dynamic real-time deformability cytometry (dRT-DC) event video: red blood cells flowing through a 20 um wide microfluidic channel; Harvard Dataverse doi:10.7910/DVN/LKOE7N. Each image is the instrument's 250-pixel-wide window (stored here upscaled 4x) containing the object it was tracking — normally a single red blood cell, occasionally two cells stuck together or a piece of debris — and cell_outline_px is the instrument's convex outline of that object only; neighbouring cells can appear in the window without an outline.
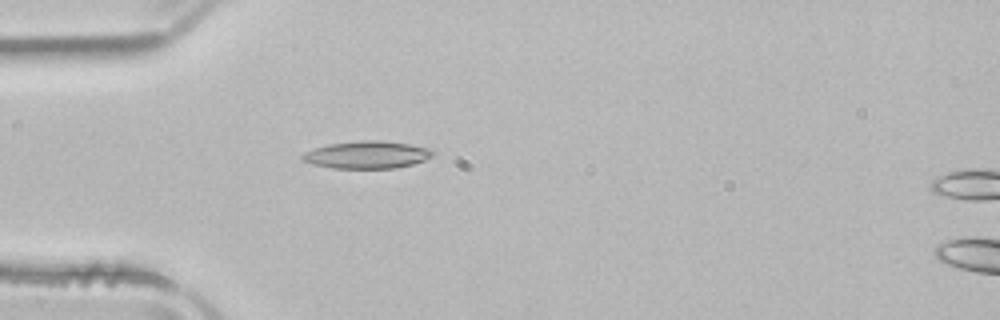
{"species": "common noctule bat (a hibernating species)", "species_latin": "Nyctalus noctula", "temperature_condition": "room temperature", "stored_images_in_passage": 24, "camera_frame_rate_fps": 3000, "um_per_image_px": 0.085, "animal": {"sex": "male", "body_mass_g": 21.5, "forearm_length_mm": 52.0}, "frame": {"image": 1, "passage_image": 1, "time_ms": 0.0, "image_size_px": [1000, 320], "cell_outline_px": [[432, 156], [424, 160], [412, 164], [396, 168], [332, 168], [300, 160], [300, 156], [304, 152], [328, 144], [360, 140], [380, 140], [408, 144], [428, 148], [432, 152]], "centroid_in_image_um": [31.16, 13.15], "position_along_channel_um": 53.8, "area_um2": 20.63}}
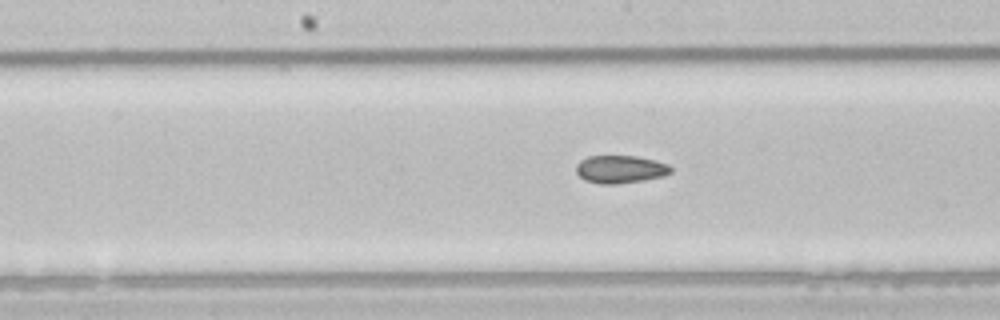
{"frame": {"image": 2, "passage_image": 9, "time_ms": 2.667, "image_size_px": [1000, 320], "cell_outline_px": [[672, 172], [664, 176], [644, 180], [616, 184], [600, 184], [584, 180], [576, 172], [576, 164], [580, 160], [588, 156], [636, 156], [656, 160], [668, 164], [672, 168]], "centroid_in_image_um": [52.73, 14.38], "position_along_channel_um": 195.5, "area_um2": 15.49}}
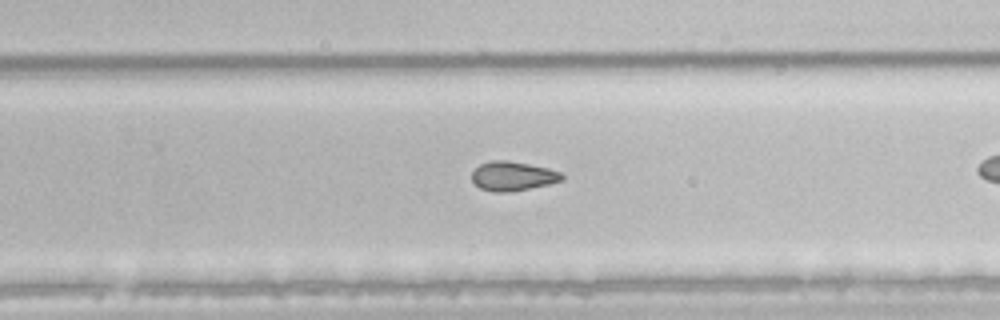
{"frame": {"image": 3, "passage_image": 16, "time_ms": 5.0, "image_size_px": [1000, 320], "cell_outline_px": [[564, 180], [548, 184], [512, 192], [492, 192], [480, 188], [472, 180], [472, 172], [480, 164], [492, 160], [508, 160], [548, 168], [560, 172], [564, 176]], "centroid_in_image_um": [43.58, 14.97], "position_along_channel_um": 286.2, "area_um2": 15.37}}